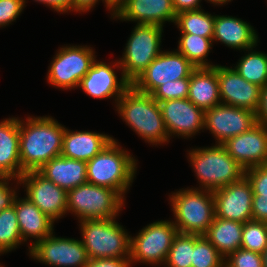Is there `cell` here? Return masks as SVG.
<instances>
[{
	"label": "cell",
	"mask_w": 267,
	"mask_h": 267,
	"mask_svg": "<svg viewBox=\"0 0 267 267\" xmlns=\"http://www.w3.org/2000/svg\"><path fill=\"white\" fill-rule=\"evenodd\" d=\"M19 119L21 176L38 171L52 158L62 153L65 126L51 116H28Z\"/></svg>",
	"instance_id": "6da1fadb"
},
{
	"label": "cell",
	"mask_w": 267,
	"mask_h": 267,
	"mask_svg": "<svg viewBox=\"0 0 267 267\" xmlns=\"http://www.w3.org/2000/svg\"><path fill=\"white\" fill-rule=\"evenodd\" d=\"M116 108L121 119L150 145L166 144L171 139L160 105L151 94L140 92L131 85L117 101Z\"/></svg>",
	"instance_id": "7a4b0ae2"
},
{
	"label": "cell",
	"mask_w": 267,
	"mask_h": 267,
	"mask_svg": "<svg viewBox=\"0 0 267 267\" xmlns=\"http://www.w3.org/2000/svg\"><path fill=\"white\" fill-rule=\"evenodd\" d=\"M86 163L88 183L111 188L125 199L137 172V161L116 139Z\"/></svg>",
	"instance_id": "3957f363"
},
{
	"label": "cell",
	"mask_w": 267,
	"mask_h": 267,
	"mask_svg": "<svg viewBox=\"0 0 267 267\" xmlns=\"http://www.w3.org/2000/svg\"><path fill=\"white\" fill-rule=\"evenodd\" d=\"M188 152V159L200 184L197 189L214 191L237 182L244 176L245 170L222 144L195 148Z\"/></svg>",
	"instance_id": "277c9868"
},
{
	"label": "cell",
	"mask_w": 267,
	"mask_h": 267,
	"mask_svg": "<svg viewBox=\"0 0 267 267\" xmlns=\"http://www.w3.org/2000/svg\"><path fill=\"white\" fill-rule=\"evenodd\" d=\"M178 233L204 235L215 217L213 191L182 188L169 195Z\"/></svg>",
	"instance_id": "5b68a950"
},
{
	"label": "cell",
	"mask_w": 267,
	"mask_h": 267,
	"mask_svg": "<svg viewBox=\"0 0 267 267\" xmlns=\"http://www.w3.org/2000/svg\"><path fill=\"white\" fill-rule=\"evenodd\" d=\"M116 218L79 222L89 259L130 258V236Z\"/></svg>",
	"instance_id": "8992f818"
},
{
	"label": "cell",
	"mask_w": 267,
	"mask_h": 267,
	"mask_svg": "<svg viewBox=\"0 0 267 267\" xmlns=\"http://www.w3.org/2000/svg\"><path fill=\"white\" fill-rule=\"evenodd\" d=\"M124 203L115 190L88 182L67 192V213H74L79 222L116 218Z\"/></svg>",
	"instance_id": "52a82bcc"
},
{
	"label": "cell",
	"mask_w": 267,
	"mask_h": 267,
	"mask_svg": "<svg viewBox=\"0 0 267 267\" xmlns=\"http://www.w3.org/2000/svg\"><path fill=\"white\" fill-rule=\"evenodd\" d=\"M163 27L136 24L127 40L119 64L124 77L132 84L148 65L162 52Z\"/></svg>",
	"instance_id": "ba28073f"
},
{
	"label": "cell",
	"mask_w": 267,
	"mask_h": 267,
	"mask_svg": "<svg viewBox=\"0 0 267 267\" xmlns=\"http://www.w3.org/2000/svg\"><path fill=\"white\" fill-rule=\"evenodd\" d=\"M178 229L170 220H160L130 236V262L164 265Z\"/></svg>",
	"instance_id": "9c48e42d"
},
{
	"label": "cell",
	"mask_w": 267,
	"mask_h": 267,
	"mask_svg": "<svg viewBox=\"0 0 267 267\" xmlns=\"http://www.w3.org/2000/svg\"><path fill=\"white\" fill-rule=\"evenodd\" d=\"M97 60L87 45L60 47L49 65L47 81L59 89H74Z\"/></svg>",
	"instance_id": "30bf717a"
},
{
	"label": "cell",
	"mask_w": 267,
	"mask_h": 267,
	"mask_svg": "<svg viewBox=\"0 0 267 267\" xmlns=\"http://www.w3.org/2000/svg\"><path fill=\"white\" fill-rule=\"evenodd\" d=\"M196 68L177 50H164L131 85L140 92L152 94L160 85L168 84L169 81L190 78Z\"/></svg>",
	"instance_id": "8fae6325"
},
{
	"label": "cell",
	"mask_w": 267,
	"mask_h": 267,
	"mask_svg": "<svg viewBox=\"0 0 267 267\" xmlns=\"http://www.w3.org/2000/svg\"><path fill=\"white\" fill-rule=\"evenodd\" d=\"M50 236L38 241L29 255L40 263L55 267H84L89 257L82 240Z\"/></svg>",
	"instance_id": "7c38bea8"
},
{
	"label": "cell",
	"mask_w": 267,
	"mask_h": 267,
	"mask_svg": "<svg viewBox=\"0 0 267 267\" xmlns=\"http://www.w3.org/2000/svg\"><path fill=\"white\" fill-rule=\"evenodd\" d=\"M26 188V198L55 222L67 213V191L55 185L38 171L24 172L16 181Z\"/></svg>",
	"instance_id": "4fadbf2b"
},
{
	"label": "cell",
	"mask_w": 267,
	"mask_h": 267,
	"mask_svg": "<svg viewBox=\"0 0 267 267\" xmlns=\"http://www.w3.org/2000/svg\"><path fill=\"white\" fill-rule=\"evenodd\" d=\"M257 124L253 111L219 104L205 110L204 130L213 134L216 144H223L229 138L249 131Z\"/></svg>",
	"instance_id": "5bb4252c"
},
{
	"label": "cell",
	"mask_w": 267,
	"mask_h": 267,
	"mask_svg": "<svg viewBox=\"0 0 267 267\" xmlns=\"http://www.w3.org/2000/svg\"><path fill=\"white\" fill-rule=\"evenodd\" d=\"M215 217L245 223L252 220V186L243 176L239 181L213 191Z\"/></svg>",
	"instance_id": "9a60e30c"
},
{
	"label": "cell",
	"mask_w": 267,
	"mask_h": 267,
	"mask_svg": "<svg viewBox=\"0 0 267 267\" xmlns=\"http://www.w3.org/2000/svg\"><path fill=\"white\" fill-rule=\"evenodd\" d=\"M158 103L169 137L175 135L185 139L204 130L205 111L188 98Z\"/></svg>",
	"instance_id": "2e32d148"
},
{
	"label": "cell",
	"mask_w": 267,
	"mask_h": 267,
	"mask_svg": "<svg viewBox=\"0 0 267 267\" xmlns=\"http://www.w3.org/2000/svg\"><path fill=\"white\" fill-rule=\"evenodd\" d=\"M115 67L121 70L120 79L115 73ZM119 79V80H118ZM131 86V83L124 77L119 60L113 65L105 62L94 61L92 67L81 79L79 86L83 92L96 99L115 97V104L122 94ZM115 95V96H114Z\"/></svg>",
	"instance_id": "e0dca14e"
},
{
	"label": "cell",
	"mask_w": 267,
	"mask_h": 267,
	"mask_svg": "<svg viewBox=\"0 0 267 267\" xmlns=\"http://www.w3.org/2000/svg\"><path fill=\"white\" fill-rule=\"evenodd\" d=\"M222 104L257 111L261 87L246 81L232 67L215 65Z\"/></svg>",
	"instance_id": "ac0fdd59"
},
{
	"label": "cell",
	"mask_w": 267,
	"mask_h": 267,
	"mask_svg": "<svg viewBox=\"0 0 267 267\" xmlns=\"http://www.w3.org/2000/svg\"><path fill=\"white\" fill-rule=\"evenodd\" d=\"M244 169L267 164V126L254 125L249 131L229 138L222 144Z\"/></svg>",
	"instance_id": "d6986e66"
},
{
	"label": "cell",
	"mask_w": 267,
	"mask_h": 267,
	"mask_svg": "<svg viewBox=\"0 0 267 267\" xmlns=\"http://www.w3.org/2000/svg\"><path fill=\"white\" fill-rule=\"evenodd\" d=\"M113 18L163 27L166 21L175 23L176 12L173 0H126Z\"/></svg>",
	"instance_id": "ffe728a7"
},
{
	"label": "cell",
	"mask_w": 267,
	"mask_h": 267,
	"mask_svg": "<svg viewBox=\"0 0 267 267\" xmlns=\"http://www.w3.org/2000/svg\"><path fill=\"white\" fill-rule=\"evenodd\" d=\"M18 197V195L15 196L12 205L15 207L22 241L27 242L29 238L36 239L28 247L30 252V248L35 243L54 233V221L28 198L21 197L20 199Z\"/></svg>",
	"instance_id": "44dd1931"
},
{
	"label": "cell",
	"mask_w": 267,
	"mask_h": 267,
	"mask_svg": "<svg viewBox=\"0 0 267 267\" xmlns=\"http://www.w3.org/2000/svg\"><path fill=\"white\" fill-rule=\"evenodd\" d=\"M212 41L243 51L256 47L259 42L253 26L240 18L227 15H215Z\"/></svg>",
	"instance_id": "7402d4cb"
},
{
	"label": "cell",
	"mask_w": 267,
	"mask_h": 267,
	"mask_svg": "<svg viewBox=\"0 0 267 267\" xmlns=\"http://www.w3.org/2000/svg\"><path fill=\"white\" fill-rule=\"evenodd\" d=\"M19 118L0 121V176L21 177Z\"/></svg>",
	"instance_id": "603a6c76"
},
{
	"label": "cell",
	"mask_w": 267,
	"mask_h": 267,
	"mask_svg": "<svg viewBox=\"0 0 267 267\" xmlns=\"http://www.w3.org/2000/svg\"><path fill=\"white\" fill-rule=\"evenodd\" d=\"M38 172L67 192L87 183V163L61 155L52 158Z\"/></svg>",
	"instance_id": "cb8c5ba5"
},
{
	"label": "cell",
	"mask_w": 267,
	"mask_h": 267,
	"mask_svg": "<svg viewBox=\"0 0 267 267\" xmlns=\"http://www.w3.org/2000/svg\"><path fill=\"white\" fill-rule=\"evenodd\" d=\"M113 139L103 133L65 128L61 156L88 162Z\"/></svg>",
	"instance_id": "d4e9b609"
},
{
	"label": "cell",
	"mask_w": 267,
	"mask_h": 267,
	"mask_svg": "<svg viewBox=\"0 0 267 267\" xmlns=\"http://www.w3.org/2000/svg\"><path fill=\"white\" fill-rule=\"evenodd\" d=\"M188 99L204 111L221 104L217 68H196L190 76Z\"/></svg>",
	"instance_id": "484cf974"
},
{
	"label": "cell",
	"mask_w": 267,
	"mask_h": 267,
	"mask_svg": "<svg viewBox=\"0 0 267 267\" xmlns=\"http://www.w3.org/2000/svg\"><path fill=\"white\" fill-rule=\"evenodd\" d=\"M244 223L214 217L204 236L226 259L241 248Z\"/></svg>",
	"instance_id": "4316f807"
},
{
	"label": "cell",
	"mask_w": 267,
	"mask_h": 267,
	"mask_svg": "<svg viewBox=\"0 0 267 267\" xmlns=\"http://www.w3.org/2000/svg\"><path fill=\"white\" fill-rule=\"evenodd\" d=\"M247 49L234 69L246 81L263 88L267 84V54L265 52Z\"/></svg>",
	"instance_id": "83f0119b"
},
{
	"label": "cell",
	"mask_w": 267,
	"mask_h": 267,
	"mask_svg": "<svg viewBox=\"0 0 267 267\" xmlns=\"http://www.w3.org/2000/svg\"><path fill=\"white\" fill-rule=\"evenodd\" d=\"M215 15L203 9L184 11L176 14L175 25L181 33L199 35L204 38H213Z\"/></svg>",
	"instance_id": "f1b7e54d"
},
{
	"label": "cell",
	"mask_w": 267,
	"mask_h": 267,
	"mask_svg": "<svg viewBox=\"0 0 267 267\" xmlns=\"http://www.w3.org/2000/svg\"><path fill=\"white\" fill-rule=\"evenodd\" d=\"M178 41L179 53L183 54L195 67H214L207 61L212 48V38H204L199 35L181 33Z\"/></svg>",
	"instance_id": "f546056e"
},
{
	"label": "cell",
	"mask_w": 267,
	"mask_h": 267,
	"mask_svg": "<svg viewBox=\"0 0 267 267\" xmlns=\"http://www.w3.org/2000/svg\"><path fill=\"white\" fill-rule=\"evenodd\" d=\"M24 243L20 234L15 207L0 212V255L15 250Z\"/></svg>",
	"instance_id": "4dcf8cb0"
},
{
	"label": "cell",
	"mask_w": 267,
	"mask_h": 267,
	"mask_svg": "<svg viewBox=\"0 0 267 267\" xmlns=\"http://www.w3.org/2000/svg\"><path fill=\"white\" fill-rule=\"evenodd\" d=\"M193 249L194 234L178 233L169 249L164 267H191Z\"/></svg>",
	"instance_id": "1f68e13d"
},
{
	"label": "cell",
	"mask_w": 267,
	"mask_h": 267,
	"mask_svg": "<svg viewBox=\"0 0 267 267\" xmlns=\"http://www.w3.org/2000/svg\"><path fill=\"white\" fill-rule=\"evenodd\" d=\"M191 267H225V258L204 235L194 234L193 261Z\"/></svg>",
	"instance_id": "d6a6232c"
},
{
	"label": "cell",
	"mask_w": 267,
	"mask_h": 267,
	"mask_svg": "<svg viewBox=\"0 0 267 267\" xmlns=\"http://www.w3.org/2000/svg\"><path fill=\"white\" fill-rule=\"evenodd\" d=\"M241 248L262 254L267 248V222L256 220L245 222Z\"/></svg>",
	"instance_id": "836d02e7"
},
{
	"label": "cell",
	"mask_w": 267,
	"mask_h": 267,
	"mask_svg": "<svg viewBox=\"0 0 267 267\" xmlns=\"http://www.w3.org/2000/svg\"><path fill=\"white\" fill-rule=\"evenodd\" d=\"M190 78L169 81L168 84L160 85L151 96L157 102H164L172 99L188 98Z\"/></svg>",
	"instance_id": "e575fe53"
},
{
	"label": "cell",
	"mask_w": 267,
	"mask_h": 267,
	"mask_svg": "<svg viewBox=\"0 0 267 267\" xmlns=\"http://www.w3.org/2000/svg\"><path fill=\"white\" fill-rule=\"evenodd\" d=\"M225 267H263V257L260 253L240 248L225 259Z\"/></svg>",
	"instance_id": "d590c367"
},
{
	"label": "cell",
	"mask_w": 267,
	"mask_h": 267,
	"mask_svg": "<svg viewBox=\"0 0 267 267\" xmlns=\"http://www.w3.org/2000/svg\"><path fill=\"white\" fill-rule=\"evenodd\" d=\"M244 176L250 182L254 195H267V164L245 170Z\"/></svg>",
	"instance_id": "8d00e7d4"
},
{
	"label": "cell",
	"mask_w": 267,
	"mask_h": 267,
	"mask_svg": "<svg viewBox=\"0 0 267 267\" xmlns=\"http://www.w3.org/2000/svg\"><path fill=\"white\" fill-rule=\"evenodd\" d=\"M26 0H0V27L14 22L22 13Z\"/></svg>",
	"instance_id": "74e56055"
},
{
	"label": "cell",
	"mask_w": 267,
	"mask_h": 267,
	"mask_svg": "<svg viewBox=\"0 0 267 267\" xmlns=\"http://www.w3.org/2000/svg\"><path fill=\"white\" fill-rule=\"evenodd\" d=\"M15 178L9 176H0V212L9 208L17 195V190L9 186V182Z\"/></svg>",
	"instance_id": "f35d334b"
},
{
	"label": "cell",
	"mask_w": 267,
	"mask_h": 267,
	"mask_svg": "<svg viewBox=\"0 0 267 267\" xmlns=\"http://www.w3.org/2000/svg\"><path fill=\"white\" fill-rule=\"evenodd\" d=\"M252 220L267 222V195H253Z\"/></svg>",
	"instance_id": "ab89813d"
},
{
	"label": "cell",
	"mask_w": 267,
	"mask_h": 267,
	"mask_svg": "<svg viewBox=\"0 0 267 267\" xmlns=\"http://www.w3.org/2000/svg\"><path fill=\"white\" fill-rule=\"evenodd\" d=\"M130 258H96L89 259L84 267H130Z\"/></svg>",
	"instance_id": "60d3db41"
},
{
	"label": "cell",
	"mask_w": 267,
	"mask_h": 267,
	"mask_svg": "<svg viewBox=\"0 0 267 267\" xmlns=\"http://www.w3.org/2000/svg\"><path fill=\"white\" fill-rule=\"evenodd\" d=\"M255 115L258 124L267 126V84L261 89L259 107Z\"/></svg>",
	"instance_id": "b9f144b4"
},
{
	"label": "cell",
	"mask_w": 267,
	"mask_h": 267,
	"mask_svg": "<svg viewBox=\"0 0 267 267\" xmlns=\"http://www.w3.org/2000/svg\"><path fill=\"white\" fill-rule=\"evenodd\" d=\"M35 2L43 3L46 6L52 8L58 13H68L72 11L73 0H34Z\"/></svg>",
	"instance_id": "7bdbcfd3"
},
{
	"label": "cell",
	"mask_w": 267,
	"mask_h": 267,
	"mask_svg": "<svg viewBox=\"0 0 267 267\" xmlns=\"http://www.w3.org/2000/svg\"><path fill=\"white\" fill-rule=\"evenodd\" d=\"M202 0H173V6L176 14L184 11L201 9Z\"/></svg>",
	"instance_id": "ee69618b"
},
{
	"label": "cell",
	"mask_w": 267,
	"mask_h": 267,
	"mask_svg": "<svg viewBox=\"0 0 267 267\" xmlns=\"http://www.w3.org/2000/svg\"><path fill=\"white\" fill-rule=\"evenodd\" d=\"M100 0H73L72 11L84 13L91 10ZM105 3V0H102Z\"/></svg>",
	"instance_id": "f6af8a7d"
},
{
	"label": "cell",
	"mask_w": 267,
	"mask_h": 267,
	"mask_svg": "<svg viewBox=\"0 0 267 267\" xmlns=\"http://www.w3.org/2000/svg\"><path fill=\"white\" fill-rule=\"evenodd\" d=\"M126 0H105V6L107 9L110 10L111 17L114 16V13L117 11L118 8L121 7V5L125 2Z\"/></svg>",
	"instance_id": "bcb514c9"
},
{
	"label": "cell",
	"mask_w": 267,
	"mask_h": 267,
	"mask_svg": "<svg viewBox=\"0 0 267 267\" xmlns=\"http://www.w3.org/2000/svg\"><path fill=\"white\" fill-rule=\"evenodd\" d=\"M209 1V2H208ZM207 2L208 3H212V4H214V5H225L226 3H228V2H231V0H207Z\"/></svg>",
	"instance_id": "7dc6e473"
},
{
	"label": "cell",
	"mask_w": 267,
	"mask_h": 267,
	"mask_svg": "<svg viewBox=\"0 0 267 267\" xmlns=\"http://www.w3.org/2000/svg\"><path fill=\"white\" fill-rule=\"evenodd\" d=\"M262 257H263V267H267V248L262 253Z\"/></svg>",
	"instance_id": "c3c4849f"
}]
</instances>
